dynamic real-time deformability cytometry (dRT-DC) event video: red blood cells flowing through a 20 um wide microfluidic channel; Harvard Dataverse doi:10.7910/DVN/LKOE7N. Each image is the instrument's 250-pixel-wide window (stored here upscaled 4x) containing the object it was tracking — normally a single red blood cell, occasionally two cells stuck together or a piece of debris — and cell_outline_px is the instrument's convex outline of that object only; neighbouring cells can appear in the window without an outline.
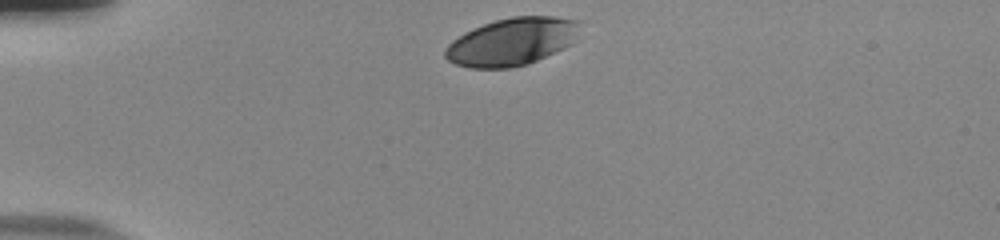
{"species": "human", "species_latin": "Homo sapiens", "temperature_condition": "room temperature", "stored_images_in_passage": 33, "camera_frame_rate_fps": 3000, "um_per_image_px": 0.085, "donor": {"sex": "male"}, "frame": {"image": 1, "passage_image": 1, "time_ms": 0.0, "image_size_px": [1000, 240], "cell_outline_px": [[584, 20], [576, 40], [572, 44], [564, 48], [528, 64], [512, 68], [468, 68], [456, 64], [448, 60], [444, 56], [444, 48], [452, 40], [464, 32], [472, 28], [496, 20], [512, 16], [556, 16]], "centroid_in_image_um": [43.56, 3.53], "position_along_channel_um": 41.4, "area_um2": 38.03}}
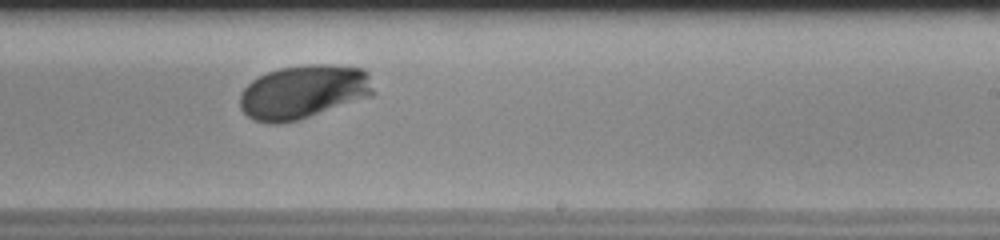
{"frame": {"image": 2, "passage_image": 22, "time_ms": 7.0, "image_size_px": [1000, 240], "cell_outline_px": [[376, 92], [372, 96], [296, 120], [280, 124], [272, 124], [252, 120], [240, 108], [240, 92], [252, 80], [268, 72], [280, 68], [304, 64], [332, 64], [364, 68], [368, 72]], "centroid_in_image_um": [25.81, 7.79], "position_along_channel_um": 263.2, "area_um2": 42.08}}
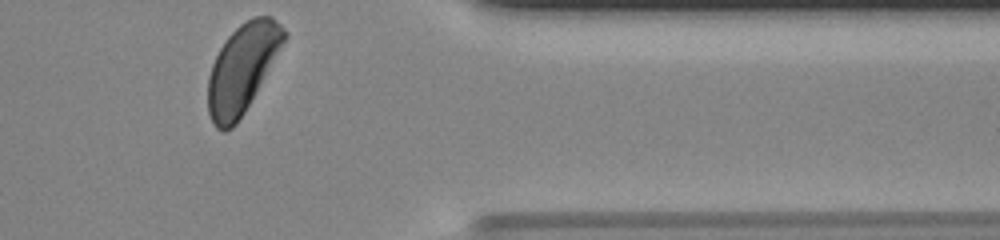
{"frame": {"image": 3, "passage_image": 33, "time_ms": 10.667, "image_size_px": [1000, 240], "cell_outline_px": [[288, 36], [244, 112], [236, 124], [232, 128], [224, 132], [216, 128], [212, 124], [208, 112], [208, 76], [212, 64], [220, 48], [228, 36], [240, 24], [252, 16], [272, 16], [288, 32]], "centroid_in_image_um": [20.58, 5.81], "position_along_channel_um": 390.8, "area_um2": 38.96}, "authors_computed_cell_mechanics": {"area_um2": 39.9976, "velocity_mm_per_s": 3.8008, "shape_relaxation_time_tau1_ms": 2.8179, "shape_relaxation_time_tau2_ms": null, "deformation_change_tau1": 0.1463, "deformation_change_tau2": null}}